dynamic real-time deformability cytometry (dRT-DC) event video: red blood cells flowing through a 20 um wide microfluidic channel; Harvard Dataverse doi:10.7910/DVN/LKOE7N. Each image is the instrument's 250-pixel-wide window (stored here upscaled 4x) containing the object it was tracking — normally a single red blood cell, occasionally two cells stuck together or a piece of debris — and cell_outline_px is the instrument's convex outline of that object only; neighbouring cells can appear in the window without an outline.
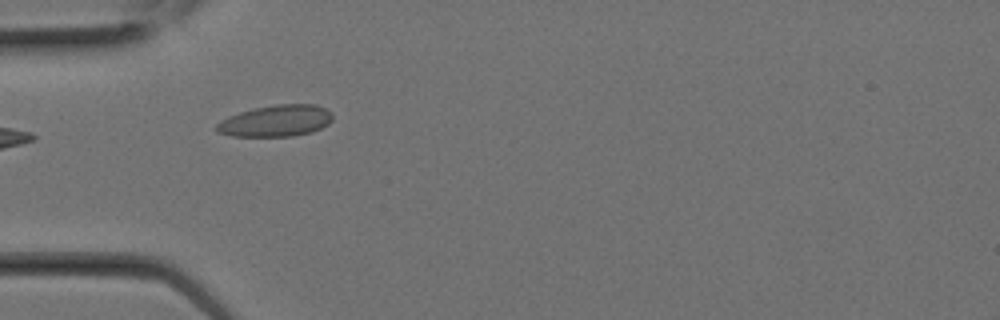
{"species": "Egyptian fruit bat (a non-hibernating species)", "species_latin": "Rousettus aegyptiacus", "temperature_condition": "room temperature", "stored_images_in_passage": 2, "camera_frame_rate_fps": 3000, "um_per_image_px": 0.085, "animal": {"sex": "female"}, "frame": {"image": 1, "passage_image": 2, "time_ms": 0.333, "image_size_px": [1000, 320], "cell_outline_px": [[332, 120], [328, 124], [312, 132], [292, 136], [232, 136], [216, 132], [216, 124], [220, 120], [228, 116], [252, 108], [276, 104], [316, 104], [332, 112]], "centroid_in_image_um": [23.44, 10.26], "position_along_channel_um": 61.6, "area_um2": 21.44}}